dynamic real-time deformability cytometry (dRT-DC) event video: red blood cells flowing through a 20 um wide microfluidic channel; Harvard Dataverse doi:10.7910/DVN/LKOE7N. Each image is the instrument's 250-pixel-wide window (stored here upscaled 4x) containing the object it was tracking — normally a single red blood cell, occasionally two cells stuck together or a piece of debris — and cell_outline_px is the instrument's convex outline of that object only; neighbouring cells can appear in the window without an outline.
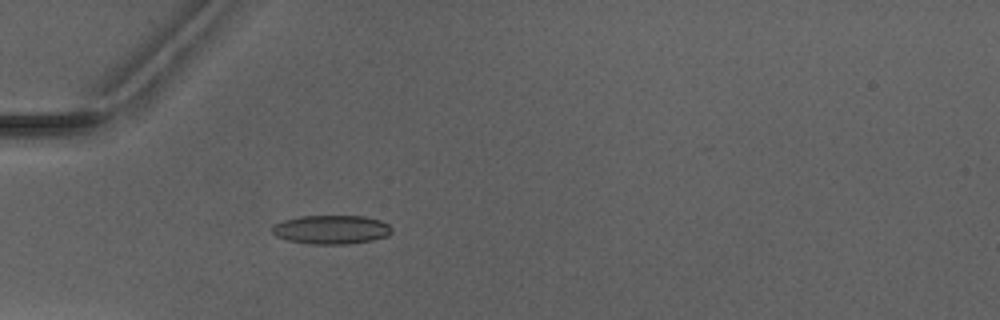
{"species": "Egyptian fruit bat (a non-hibernating species)", "species_latin": "Rousettus aegyptiacus", "temperature_condition": "warm", "stored_images_in_passage": 3, "camera_frame_rate_fps": 3000, "um_per_image_px": 0.085, "animal": {"sex": "male"}, "frame": {"image": 1, "passage_image": 3, "time_ms": 2.333, "image_size_px": [1000, 320], "cell_outline_px": [[392, 232], [388, 236], [372, 240], [348, 244], [312, 244], [288, 240], [276, 236], [272, 232], [272, 228], [276, 224], [284, 220], [300, 216], [364, 216], [380, 220], [388, 224], [392, 228]], "centroid_in_image_um": [28.19, 19.51], "position_along_channel_um": 56.8, "area_um2": 20.06}}